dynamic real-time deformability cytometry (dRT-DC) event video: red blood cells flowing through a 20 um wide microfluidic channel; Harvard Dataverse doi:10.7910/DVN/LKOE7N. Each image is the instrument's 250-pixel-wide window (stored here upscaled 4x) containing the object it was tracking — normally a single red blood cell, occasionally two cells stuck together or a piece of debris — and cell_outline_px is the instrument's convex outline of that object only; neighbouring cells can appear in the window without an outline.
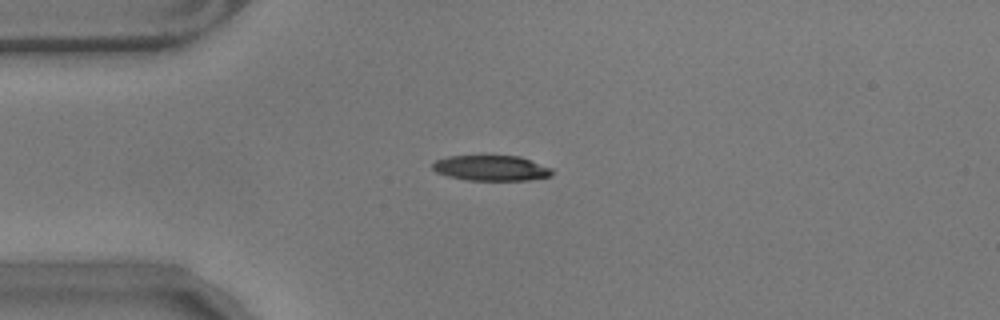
{"species": "common noctule bat (a hibernating species)", "species_latin": "Nyctalus noctula", "temperature_condition": "warm", "stored_images_in_passage": 31, "camera_frame_rate_fps": 3000, "um_per_image_px": 0.085, "animal": {"sex": "male", "body_mass_g": 17.9}, "frame": {"image": 1, "passage_image": 1, "time_ms": 0.0, "image_size_px": [1000, 320], "cell_outline_px": [[556, 172], [552, 176], [528, 180], [468, 180], [448, 176], [436, 172], [432, 168], [432, 164], [436, 160], [448, 156], [520, 156], [552, 168]], "centroid_in_image_um": [41.79, 14.29], "position_along_channel_um": 43.2, "area_um2": 17.74}}
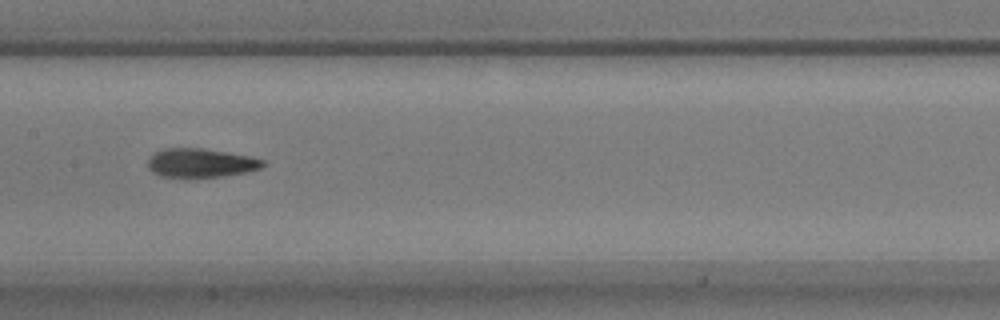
{"frame": {"image": 2, "passage_image": 15, "time_ms": 4.667, "image_size_px": [1000, 320], "cell_outline_px": [[268, 164], [260, 168], [244, 172], [220, 176], [188, 180], [160, 176], [152, 172], [148, 168], [148, 156], [164, 148], [200, 148], [248, 156], [264, 160]], "centroid_in_image_um": [16.99, 13.89], "position_along_channel_um": 190.4, "area_um2": 19.83}}
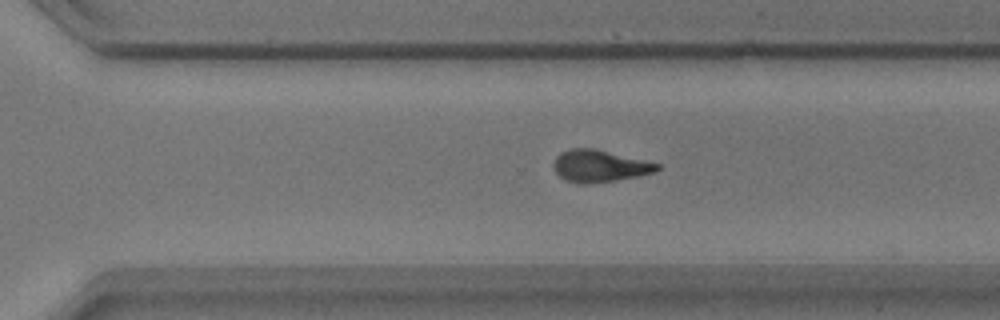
{"frame": {"image": 3, "passage_image": 26, "time_ms": 8.333, "image_size_px": [1000, 320], "cell_outline_px": [[660, 168], [656, 172], [616, 180], [584, 184], [580, 184], [564, 180], [556, 172], [552, 164], [556, 156], [560, 152], [572, 148], [592, 148], [660, 164]], "centroid_in_image_um": [50.92, 14.11], "position_along_channel_um": 319.7, "area_um2": 19.13}, "authors_computed_cell_mechanics": {"area_um2": 19.8254, "velocity_mm_per_s": 3.5422, "shape_relaxation_time_tau1_ms": 6.4429, "shape_relaxation_time_tau2_ms": 2.283, "deformation_change_tau1": 0.218, "deformation_change_tau2": 0.1049}}